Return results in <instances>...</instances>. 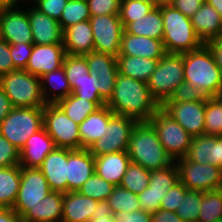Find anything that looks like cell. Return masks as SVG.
Masks as SVG:
<instances>
[{
    "label": "cell",
    "instance_id": "10",
    "mask_svg": "<svg viewBox=\"0 0 222 222\" xmlns=\"http://www.w3.org/2000/svg\"><path fill=\"white\" fill-rule=\"evenodd\" d=\"M138 121L128 116L113 114L105 126L102 138L94 142L89 152L95 156L127 151L132 129Z\"/></svg>",
    "mask_w": 222,
    "mask_h": 222
},
{
    "label": "cell",
    "instance_id": "18",
    "mask_svg": "<svg viewBox=\"0 0 222 222\" xmlns=\"http://www.w3.org/2000/svg\"><path fill=\"white\" fill-rule=\"evenodd\" d=\"M95 173V157L88 149H68L67 192L78 191Z\"/></svg>",
    "mask_w": 222,
    "mask_h": 222
},
{
    "label": "cell",
    "instance_id": "38",
    "mask_svg": "<svg viewBox=\"0 0 222 222\" xmlns=\"http://www.w3.org/2000/svg\"><path fill=\"white\" fill-rule=\"evenodd\" d=\"M107 201L114 214L122 211L133 212L141 210L138 195L120 185L114 187L113 192Z\"/></svg>",
    "mask_w": 222,
    "mask_h": 222
},
{
    "label": "cell",
    "instance_id": "49",
    "mask_svg": "<svg viewBox=\"0 0 222 222\" xmlns=\"http://www.w3.org/2000/svg\"><path fill=\"white\" fill-rule=\"evenodd\" d=\"M20 150L0 133V167L19 165Z\"/></svg>",
    "mask_w": 222,
    "mask_h": 222
},
{
    "label": "cell",
    "instance_id": "61",
    "mask_svg": "<svg viewBox=\"0 0 222 222\" xmlns=\"http://www.w3.org/2000/svg\"><path fill=\"white\" fill-rule=\"evenodd\" d=\"M215 166H218L222 169V136H216Z\"/></svg>",
    "mask_w": 222,
    "mask_h": 222
},
{
    "label": "cell",
    "instance_id": "43",
    "mask_svg": "<svg viewBox=\"0 0 222 222\" xmlns=\"http://www.w3.org/2000/svg\"><path fill=\"white\" fill-rule=\"evenodd\" d=\"M202 201V191L187 190L181 205L176 214L184 222H198L200 213V204Z\"/></svg>",
    "mask_w": 222,
    "mask_h": 222
},
{
    "label": "cell",
    "instance_id": "4",
    "mask_svg": "<svg viewBox=\"0 0 222 222\" xmlns=\"http://www.w3.org/2000/svg\"><path fill=\"white\" fill-rule=\"evenodd\" d=\"M163 18V44L166 53L184 54L200 48L191 18L170 5H160Z\"/></svg>",
    "mask_w": 222,
    "mask_h": 222
},
{
    "label": "cell",
    "instance_id": "2",
    "mask_svg": "<svg viewBox=\"0 0 222 222\" xmlns=\"http://www.w3.org/2000/svg\"><path fill=\"white\" fill-rule=\"evenodd\" d=\"M127 153L131 162L149 171L166 168L175 162L165 151L149 121L138 122L132 129Z\"/></svg>",
    "mask_w": 222,
    "mask_h": 222
},
{
    "label": "cell",
    "instance_id": "31",
    "mask_svg": "<svg viewBox=\"0 0 222 222\" xmlns=\"http://www.w3.org/2000/svg\"><path fill=\"white\" fill-rule=\"evenodd\" d=\"M20 181V165L0 167V207H13L20 188Z\"/></svg>",
    "mask_w": 222,
    "mask_h": 222
},
{
    "label": "cell",
    "instance_id": "52",
    "mask_svg": "<svg viewBox=\"0 0 222 222\" xmlns=\"http://www.w3.org/2000/svg\"><path fill=\"white\" fill-rule=\"evenodd\" d=\"M117 75H100L97 77L99 82V95L107 103L112 97Z\"/></svg>",
    "mask_w": 222,
    "mask_h": 222
},
{
    "label": "cell",
    "instance_id": "36",
    "mask_svg": "<svg viewBox=\"0 0 222 222\" xmlns=\"http://www.w3.org/2000/svg\"><path fill=\"white\" fill-rule=\"evenodd\" d=\"M222 218V190L202 192L198 222H211Z\"/></svg>",
    "mask_w": 222,
    "mask_h": 222
},
{
    "label": "cell",
    "instance_id": "5",
    "mask_svg": "<svg viewBox=\"0 0 222 222\" xmlns=\"http://www.w3.org/2000/svg\"><path fill=\"white\" fill-rule=\"evenodd\" d=\"M0 87L4 90L13 108L44 107L41 81L26 70H14L0 76Z\"/></svg>",
    "mask_w": 222,
    "mask_h": 222
},
{
    "label": "cell",
    "instance_id": "55",
    "mask_svg": "<svg viewBox=\"0 0 222 222\" xmlns=\"http://www.w3.org/2000/svg\"><path fill=\"white\" fill-rule=\"evenodd\" d=\"M114 213L107 200L98 202L92 219L89 222H115Z\"/></svg>",
    "mask_w": 222,
    "mask_h": 222
},
{
    "label": "cell",
    "instance_id": "40",
    "mask_svg": "<svg viewBox=\"0 0 222 222\" xmlns=\"http://www.w3.org/2000/svg\"><path fill=\"white\" fill-rule=\"evenodd\" d=\"M204 135L222 136V103L216 97H207Z\"/></svg>",
    "mask_w": 222,
    "mask_h": 222
},
{
    "label": "cell",
    "instance_id": "46",
    "mask_svg": "<svg viewBox=\"0 0 222 222\" xmlns=\"http://www.w3.org/2000/svg\"><path fill=\"white\" fill-rule=\"evenodd\" d=\"M206 99L207 97L203 92L183 81L165 102H200L206 101Z\"/></svg>",
    "mask_w": 222,
    "mask_h": 222
},
{
    "label": "cell",
    "instance_id": "42",
    "mask_svg": "<svg viewBox=\"0 0 222 222\" xmlns=\"http://www.w3.org/2000/svg\"><path fill=\"white\" fill-rule=\"evenodd\" d=\"M71 89L72 94L79 98L94 101L99 107L106 105V102L99 95V82L97 77L91 73L79 83H74Z\"/></svg>",
    "mask_w": 222,
    "mask_h": 222
},
{
    "label": "cell",
    "instance_id": "39",
    "mask_svg": "<svg viewBox=\"0 0 222 222\" xmlns=\"http://www.w3.org/2000/svg\"><path fill=\"white\" fill-rule=\"evenodd\" d=\"M90 73L95 77L100 75H118V65L116 57L110 54L90 52L84 55Z\"/></svg>",
    "mask_w": 222,
    "mask_h": 222
},
{
    "label": "cell",
    "instance_id": "54",
    "mask_svg": "<svg viewBox=\"0 0 222 222\" xmlns=\"http://www.w3.org/2000/svg\"><path fill=\"white\" fill-rule=\"evenodd\" d=\"M17 70L13 66V60L10 54L9 43L6 40H0V76L5 73Z\"/></svg>",
    "mask_w": 222,
    "mask_h": 222
},
{
    "label": "cell",
    "instance_id": "33",
    "mask_svg": "<svg viewBox=\"0 0 222 222\" xmlns=\"http://www.w3.org/2000/svg\"><path fill=\"white\" fill-rule=\"evenodd\" d=\"M215 144L216 136H194L185 158L202 165H215Z\"/></svg>",
    "mask_w": 222,
    "mask_h": 222
},
{
    "label": "cell",
    "instance_id": "8",
    "mask_svg": "<svg viewBox=\"0 0 222 222\" xmlns=\"http://www.w3.org/2000/svg\"><path fill=\"white\" fill-rule=\"evenodd\" d=\"M149 122L155 128L165 151L174 161L186 156L193 137L175 119L160 107Z\"/></svg>",
    "mask_w": 222,
    "mask_h": 222
},
{
    "label": "cell",
    "instance_id": "65",
    "mask_svg": "<svg viewBox=\"0 0 222 222\" xmlns=\"http://www.w3.org/2000/svg\"><path fill=\"white\" fill-rule=\"evenodd\" d=\"M142 2L151 3L156 7V0H140Z\"/></svg>",
    "mask_w": 222,
    "mask_h": 222
},
{
    "label": "cell",
    "instance_id": "62",
    "mask_svg": "<svg viewBox=\"0 0 222 222\" xmlns=\"http://www.w3.org/2000/svg\"><path fill=\"white\" fill-rule=\"evenodd\" d=\"M205 2L213 6L218 11L222 19V0H206Z\"/></svg>",
    "mask_w": 222,
    "mask_h": 222
},
{
    "label": "cell",
    "instance_id": "13",
    "mask_svg": "<svg viewBox=\"0 0 222 222\" xmlns=\"http://www.w3.org/2000/svg\"><path fill=\"white\" fill-rule=\"evenodd\" d=\"M93 31L94 52L119 55L124 31L119 15H98L89 19Z\"/></svg>",
    "mask_w": 222,
    "mask_h": 222
},
{
    "label": "cell",
    "instance_id": "3",
    "mask_svg": "<svg viewBox=\"0 0 222 222\" xmlns=\"http://www.w3.org/2000/svg\"><path fill=\"white\" fill-rule=\"evenodd\" d=\"M184 81L206 97H216L222 90V75L207 44L183 54Z\"/></svg>",
    "mask_w": 222,
    "mask_h": 222
},
{
    "label": "cell",
    "instance_id": "30",
    "mask_svg": "<svg viewBox=\"0 0 222 222\" xmlns=\"http://www.w3.org/2000/svg\"><path fill=\"white\" fill-rule=\"evenodd\" d=\"M126 33L135 36L163 39V18L161 8L154 7L146 16L135 19L124 27Z\"/></svg>",
    "mask_w": 222,
    "mask_h": 222
},
{
    "label": "cell",
    "instance_id": "6",
    "mask_svg": "<svg viewBox=\"0 0 222 222\" xmlns=\"http://www.w3.org/2000/svg\"><path fill=\"white\" fill-rule=\"evenodd\" d=\"M42 128L43 107L13 108L0 122V133L19 150Z\"/></svg>",
    "mask_w": 222,
    "mask_h": 222
},
{
    "label": "cell",
    "instance_id": "25",
    "mask_svg": "<svg viewBox=\"0 0 222 222\" xmlns=\"http://www.w3.org/2000/svg\"><path fill=\"white\" fill-rule=\"evenodd\" d=\"M66 54L85 55L94 51L93 31L89 20L76 23L63 30Z\"/></svg>",
    "mask_w": 222,
    "mask_h": 222
},
{
    "label": "cell",
    "instance_id": "26",
    "mask_svg": "<svg viewBox=\"0 0 222 222\" xmlns=\"http://www.w3.org/2000/svg\"><path fill=\"white\" fill-rule=\"evenodd\" d=\"M98 202L78 191L64 193L62 222H89Z\"/></svg>",
    "mask_w": 222,
    "mask_h": 222
},
{
    "label": "cell",
    "instance_id": "9",
    "mask_svg": "<svg viewBox=\"0 0 222 222\" xmlns=\"http://www.w3.org/2000/svg\"><path fill=\"white\" fill-rule=\"evenodd\" d=\"M43 127L56 148L80 149L79 124L68 118L57 104L43 107Z\"/></svg>",
    "mask_w": 222,
    "mask_h": 222
},
{
    "label": "cell",
    "instance_id": "45",
    "mask_svg": "<svg viewBox=\"0 0 222 222\" xmlns=\"http://www.w3.org/2000/svg\"><path fill=\"white\" fill-rule=\"evenodd\" d=\"M154 7L153 4L140 0H121L119 16L123 27L135 19L146 16Z\"/></svg>",
    "mask_w": 222,
    "mask_h": 222
},
{
    "label": "cell",
    "instance_id": "53",
    "mask_svg": "<svg viewBox=\"0 0 222 222\" xmlns=\"http://www.w3.org/2000/svg\"><path fill=\"white\" fill-rule=\"evenodd\" d=\"M115 222H151V213L146 211L119 212L113 215Z\"/></svg>",
    "mask_w": 222,
    "mask_h": 222
},
{
    "label": "cell",
    "instance_id": "14",
    "mask_svg": "<svg viewBox=\"0 0 222 222\" xmlns=\"http://www.w3.org/2000/svg\"><path fill=\"white\" fill-rule=\"evenodd\" d=\"M179 182V173L176 163L151 171L149 185L138 194L140 209L153 213L160 209L162 198L168 190Z\"/></svg>",
    "mask_w": 222,
    "mask_h": 222
},
{
    "label": "cell",
    "instance_id": "27",
    "mask_svg": "<svg viewBox=\"0 0 222 222\" xmlns=\"http://www.w3.org/2000/svg\"><path fill=\"white\" fill-rule=\"evenodd\" d=\"M114 112L107 106L100 107L79 124L80 149H88L94 142L102 138L105 126Z\"/></svg>",
    "mask_w": 222,
    "mask_h": 222
},
{
    "label": "cell",
    "instance_id": "12",
    "mask_svg": "<svg viewBox=\"0 0 222 222\" xmlns=\"http://www.w3.org/2000/svg\"><path fill=\"white\" fill-rule=\"evenodd\" d=\"M52 190L47 179L38 168L21 167L20 188L13 210L22 217L29 209L34 208Z\"/></svg>",
    "mask_w": 222,
    "mask_h": 222
},
{
    "label": "cell",
    "instance_id": "21",
    "mask_svg": "<svg viewBox=\"0 0 222 222\" xmlns=\"http://www.w3.org/2000/svg\"><path fill=\"white\" fill-rule=\"evenodd\" d=\"M55 148L54 141L43 127L25 142L20 150L19 165L25 168H38Z\"/></svg>",
    "mask_w": 222,
    "mask_h": 222
},
{
    "label": "cell",
    "instance_id": "63",
    "mask_svg": "<svg viewBox=\"0 0 222 222\" xmlns=\"http://www.w3.org/2000/svg\"><path fill=\"white\" fill-rule=\"evenodd\" d=\"M19 1L21 0H0V8L15 7Z\"/></svg>",
    "mask_w": 222,
    "mask_h": 222
},
{
    "label": "cell",
    "instance_id": "28",
    "mask_svg": "<svg viewBox=\"0 0 222 222\" xmlns=\"http://www.w3.org/2000/svg\"><path fill=\"white\" fill-rule=\"evenodd\" d=\"M63 193L50 192L21 218L24 222H62Z\"/></svg>",
    "mask_w": 222,
    "mask_h": 222
},
{
    "label": "cell",
    "instance_id": "32",
    "mask_svg": "<svg viewBox=\"0 0 222 222\" xmlns=\"http://www.w3.org/2000/svg\"><path fill=\"white\" fill-rule=\"evenodd\" d=\"M40 81H41L42 95L46 104H52V103L56 104L58 101L66 98L68 95L72 93V89L67 80L63 66L57 70L42 75L40 77ZM48 85L50 86L48 87ZM49 88L50 89L53 88L55 90L57 89V91L59 92L55 93L52 97V95L50 96L49 95L50 93H48L47 91L49 90Z\"/></svg>",
    "mask_w": 222,
    "mask_h": 222
},
{
    "label": "cell",
    "instance_id": "50",
    "mask_svg": "<svg viewBox=\"0 0 222 222\" xmlns=\"http://www.w3.org/2000/svg\"><path fill=\"white\" fill-rule=\"evenodd\" d=\"M91 16L119 15L121 0H87Z\"/></svg>",
    "mask_w": 222,
    "mask_h": 222
},
{
    "label": "cell",
    "instance_id": "35",
    "mask_svg": "<svg viewBox=\"0 0 222 222\" xmlns=\"http://www.w3.org/2000/svg\"><path fill=\"white\" fill-rule=\"evenodd\" d=\"M90 17L87 0H68L59 19V24L62 30H65L76 23L89 20Z\"/></svg>",
    "mask_w": 222,
    "mask_h": 222
},
{
    "label": "cell",
    "instance_id": "1",
    "mask_svg": "<svg viewBox=\"0 0 222 222\" xmlns=\"http://www.w3.org/2000/svg\"><path fill=\"white\" fill-rule=\"evenodd\" d=\"M106 105L114 114L135 118L138 122L149 121L160 108L146 82L119 73L113 95Z\"/></svg>",
    "mask_w": 222,
    "mask_h": 222
},
{
    "label": "cell",
    "instance_id": "67",
    "mask_svg": "<svg viewBox=\"0 0 222 222\" xmlns=\"http://www.w3.org/2000/svg\"><path fill=\"white\" fill-rule=\"evenodd\" d=\"M211 222H222V218L216 219V220L211 221Z\"/></svg>",
    "mask_w": 222,
    "mask_h": 222
},
{
    "label": "cell",
    "instance_id": "51",
    "mask_svg": "<svg viewBox=\"0 0 222 222\" xmlns=\"http://www.w3.org/2000/svg\"><path fill=\"white\" fill-rule=\"evenodd\" d=\"M68 0H35V8L59 21Z\"/></svg>",
    "mask_w": 222,
    "mask_h": 222
},
{
    "label": "cell",
    "instance_id": "66",
    "mask_svg": "<svg viewBox=\"0 0 222 222\" xmlns=\"http://www.w3.org/2000/svg\"><path fill=\"white\" fill-rule=\"evenodd\" d=\"M216 98L222 103V90L219 92Z\"/></svg>",
    "mask_w": 222,
    "mask_h": 222
},
{
    "label": "cell",
    "instance_id": "11",
    "mask_svg": "<svg viewBox=\"0 0 222 222\" xmlns=\"http://www.w3.org/2000/svg\"><path fill=\"white\" fill-rule=\"evenodd\" d=\"M179 181L189 190L212 191L221 189L222 169L212 164L202 165L185 157L175 160Z\"/></svg>",
    "mask_w": 222,
    "mask_h": 222
},
{
    "label": "cell",
    "instance_id": "22",
    "mask_svg": "<svg viewBox=\"0 0 222 222\" xmlns=\"http://www.w3.org/2000/svg\"><path fill=\"white\" fill-rule=\"evenodd\" d=\"M166 54L163 41L146 36H135L123 31L119 55L160 59Z\"/></svg>",
    "mask_w": 222,
    "mask_h": 222
},
{
    "label": "cell",
    "instance_id": "37",
    "mask_svg": "<svg viewBox=\"0 0 222 222\" xmlns=\"http://www.w3.org/2000/svg\"><path fill=\"white\" fill-rule=\"evenodd\" d=\"M150 175L151 171L130 162L120 186L138 195L149 185Z\"/></svg>",
    "mask_w": 222,
    "mask_h": 222
},
{
    "label": "cell",
    "instance_id": "19",
    "mask_svg": "<svg viewBox=\"0 0 222 222\" xmlns=\"http://www.w3.org/2000/svg\"><path fill=\"white\" fill-rule=\"evenodd\" d=\"M67 161L68 149L55 148L38 167L54 192L67 193Z\"/></svg>",
    "mask_w": 222,
    "mask_h": 222
},
{
    "label": "cell",
    "instance_id": "57",
    "mask_svg": "<svg viewBox=\"0 0 222 222\" xmlns=\"http://www.w3.org/2000/svg\"><path fill=\"white\" fill-rule=\"evenodd\" d=\"M151 222H184L176 212L159 209L151 213Z\"/></svg>",
    "mask_w": 222,
    "mask_h": 222
},
{
    "label": "cell",
    "instance_id": "47",
    "mask_svg": "<svg viewBox=\"0 0 222 222\" xmlns=\"http://www.w3.org/2000/svg\"><path fill=\"white\" fill-rule=\"evenodd\" d=\"M187 187L180 181L171 187L160 203V209L176 212L181 205L182 199H184Z\"/></svg>",
    "mask_w": 222,
    "mask_h": 222
},
{
    "label": "cell",
    "instance_id": "41",
    "mask_svg": "<svg viewBox=\"0 0 222 222\" xmlns=\"http://www.w3.org/2000/svg\"><path fill=\"white\" fill-rule=\"evenodd\" d=\"M115 185L107 182L94 173L88 178L78 192L97 201L107 200L113 192Z\"/></svg>",
    "mask_w": 222,
    "mask_h": 222
},
{
    "label": "cell",
    "instance_id": "23",
    "mask_svg": "<svg viewBox=\"0 0 222 222\" xmlns=\"http://www.w3.org/2000/svg\"><path fill=\"white\" fill-rule=\"evenodd\" d=\"M197 37L203 44L222 36V19L218 11L207 2L191 17Z\"/></svg>",
    "mask_w": 222,
    "mask_h": 222
},
{
    "label": "cell",
    "instance_id": "56",
    "mask_svg": "<svg viewBox=\"0 0 222 222\" xmlns=\"http://www.w3.org/2000/svg\"><path fill=\"white\" fill-rule=\"evenodd\" d=\"M203 3V0H174L171 5L185 16L191 18Z\"/></svg>",
    "mask_w": 222,
    "mask_h": 222
},
{
    "label": "cell",
    "instance_id": "20",
    "mask_svg": "<svg viewBox=\"0 0 222 222\" xmlns=\"http://www.w3.org/2000/svg\"><path fill=\"white\" fill-rule=\"evenodd\" d=\"M33 44H63V30L59 21L40 12L35 7L27 10Z\"/></svg>",
    "mask_w": 222,
    "mask_h": 222
},
{
    "label": "cell",
    "instance_id": "7",
    "mask_svg": "<svg viewBox=\"0 0 222 222\" xmlns=\"http://www.w3.org/2000/svg\"><path fill=\"white\" fill-rule=\"evenodd\" d=\"M183 81V54L166 53L159 59L147 85L152 97L161 106Z\"/></svg>",
    "mask_w": 222,
    "mask_h": 222
},
{
    "label": "cell",
    "instance_id": "24",
    "mask_svg": "<svg viewBox=\"0 0 222 222\" xmlns=\"http://www.w3.org/2000/svg\"><path fill=\"white\" fill-rule=\"evenodd\" d=\"M130 162L127 151L95 156V173L107 182L118 186Z\"/></svg>",
    "mask_w": 222,
    "mask_h": 222
},
{
    "label": "cell",
    "instance_id": "59",
    "mask_svg": "<svg viewBox=\"0 0 222 222\" xmlns=\"http://www.w3.org/2000/svg\"><path fill=\"white\" fill-rule=\"evenodd\" d=\"M13 106L10 99L0 87V122L11 112Z\"/></svg>",
    "mask_w": 222,
    "mask_h": 222
},
{
    "label": "cell",
    "instance_id": "44",
    "mask_svg": "<svg viewBox=\"0 0 222 222\" xmlns=\"http://www.w3.org/2000/svg\"><path fill=\"white\" fill-rule=\"evenodd\" d=\"M62 66L70 86L74 83H79L90 74L84 55L66 54Z\"/></svg>",
    "mask_w": 222,
    "mask_h": 222
},
{
    "label": "cell",
    "instance_id": "60",
    "mask_svg": "<svg viewBox=\"0 0 222 222\" xmlns=\"http://www.w3.org/2000/svg\"><path fill=\"white\" fill-rule=\"evenodd\" d=\"M0 222H24L13 208L0 207Z\"/></svg>",
    "mask_w": 222,
    "mask_h": 222
},
{
    "label": "cell",
    "instance_id": "68",
    "mask_svg": "<svg viewBox=\"0 0 222 222\" xmlns=\"http://www.w3.org/2000/svg\"><path fill=\"white\" fill-rule=\"evenodd\" d=\"M2 39L1 37V22H0V40Z\"/></svg>",
    "mask_w": 222,
    "mask_h": 222
},
{
    "label": "cell",
    "instance_id": "34",
    "mask_svg": "<svg viewBox=\"0 0 222 222\" xmlns=\"http://www.w3.org/2000/svg\"><path fill=\"white\" fill-rule=\"evenodd\" d=\"M77 124H81L100 107L94 101L79 98L72 93L56 103Z\"/></svg>",
    "mask_w": 222,
    "mask_h": 222
},
{
    "label": "cell",
    "instance_id": "17",
    "mask_svg": "<svg viewBox=\"0 0 222 222\" xmlns=\"http://www.w3.org/2000/svg\"><path fill=\"white\" fill-rule=\"evenodd\" d=\"M65 56L63 44H33L31 56L24 70L40 78L62 67Z\"/></svg>",
    "mask_w": 222,
    "mask_h": 222
},
{
    "label": "cell",
    "instance_id": "15",
    "mask_svg": "<svg viewBox=\"0 0 222 222\" xmlns=\"http://www.w3.org/2000/svg\"><path fill=\"white\" fill-rule=\"evenodd\" d=\"M206 101L164 102L160 107L192 137L204 135Z\"/></svg>",
    "mask_w": 222,
    "mask_h": 222
},
{
    "label": "cell",
    "instance_id": "16",
    "mask_svg": "<svg viewBox=\"0 0 222 222\" xmlns=\"http://www.w3.org/2000/svg\"><path fill=\"white\" fill-rule=\"evenodd\" d=\"M1 37L9 44L33 43L27 11L15 7L0 8Z\"/></svg>",
    "mask_w": 222,
    "mask_h": 222
},
{
    "label": "cell",
    "instance_id": "48",
    "mask_svg": "<svg viewBox=\"0 0 222 222\" xmlns=\"http://www.w3.org/2000/svg\"><path fill=\"white\" fill-rule=\"evenodd\" d=\"M13 66L17 70H24L31 56L33 43L9 44Z\"/></svg>",
    "mask_w": 222,
    "mask_h": 222
},
{
    "label": "cell",
    "instance_id": "29",
    "mask_svg": "<svg viewBox=\"0 0 222 222\" xmlns=\"http://www.w3.org/2000/svg\"><path fill=\"white\" fill-rule=\"evenodd\" d=\"M118 72L127 77L148 82L155 71L159 59L118 55L116 57Z\"/></svg>",
    "mask_w": 222,
    "mask_h": 222
},
{
    "label": "cell",
    "instance_id": "58",
    "mask_svg": "<svg viewBox=\"0 0 222 222\" xmlns=\"http://www.w3.org/2000/svg\"><path fill=\"white\" fill-rule=\"evenodd\" d=\"M212 53L214 54V58L216 60V64L222 75V36L218 39L212 40L207 43Z\"/></svg>",
    "mask_w": 222,
    "mask_h": 222
},
{
    "label": "cell",
    "instance_id": "64",
    "mask_svg": "<svg viewBox=\"0 0 222 222\" xmlns=\"http://www.w3.org/2000/svg\"><path fill=\"white\" fill-rule=\"evenodd\" d=\"M174 0H156V7L160 5H170Z\"/></svg>",
    "mask_w": 222,
    "mask_h": 222
}]
</instances>
